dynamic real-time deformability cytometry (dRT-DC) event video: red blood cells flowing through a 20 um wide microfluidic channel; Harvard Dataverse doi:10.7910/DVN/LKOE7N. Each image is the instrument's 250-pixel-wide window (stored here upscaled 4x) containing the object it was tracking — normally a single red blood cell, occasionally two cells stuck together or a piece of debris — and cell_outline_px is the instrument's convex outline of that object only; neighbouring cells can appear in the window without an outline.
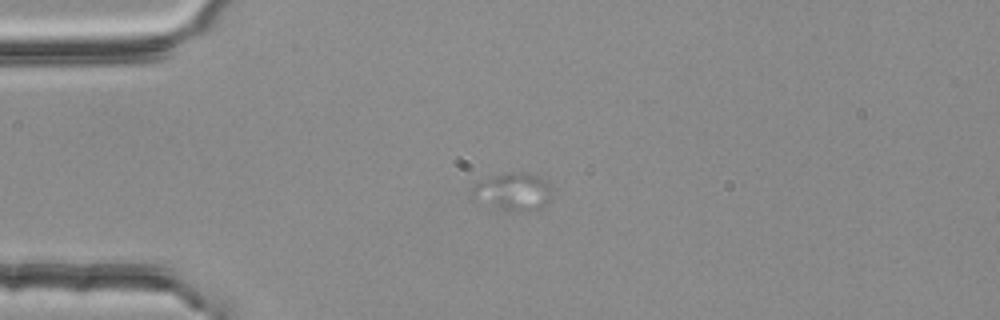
{"species": "common noctule bat (a hibernating species)", "species_latin": "Nyctalus noctula", "temperature_condition": "room temperature", "stored_images_in_passage": 3, "camera_frame_rate_fps": 3000, "um_per_image_px": 0.085, "animal": {"sex": "female", "body_mass_g": 25.1}, "frame": {"image": 1, "passage_image": 2, "time_ms": 0.333, "image_size_px": [1000, 320], "cell_outline_px": [[556, 188], [548, 200], [536, 212], [508, 212], [472, 196], [472, 188], [480, 180], [504, 172], [524, 172], [540, 176], [552, 184]], "centroid_in_image_um": [43.73, 16.28], "position_along_channel_um": 41.3, "area_um2": 17.92}}